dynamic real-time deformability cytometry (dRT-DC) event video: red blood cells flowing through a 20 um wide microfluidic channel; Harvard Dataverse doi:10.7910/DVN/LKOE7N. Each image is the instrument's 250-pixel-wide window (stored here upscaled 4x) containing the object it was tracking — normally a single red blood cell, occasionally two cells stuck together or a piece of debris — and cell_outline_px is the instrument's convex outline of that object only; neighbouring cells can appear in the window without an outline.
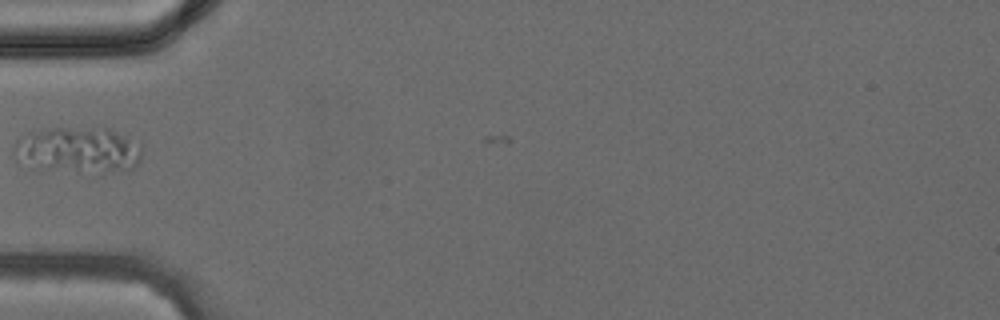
{"species": "common noctule bat (a hibernating species)", "species_latin": "Nyctalus noctula", "temperature_condition": "cold", "stored_images_in_passage": 3, "camera_frame_rate_fps": 3000, "um_per_image_px": 0.085, "animal": {"sex": "female", "body_mass_g": 24.6, "forearm_length_mm": 56.2}, "frame": {"image": 1, "passage_image": 1, "time_ms": 0.0, "image_size_px": [1000, 320], "cell_outline_px": [[144, 152], [140, 160], [132, 168], [104, 176], [100, 176], [32, 168], [16, 160], [12, 156], [12, 144], [20, 136], [28, 132], [44, 128], [100, 124], [112, 128], [140, 144], [144, 148]], "centroid_in_image_um": [6.64, 12.75], "position_along_channel_um": 78.4, "area_um2": 37.4}}